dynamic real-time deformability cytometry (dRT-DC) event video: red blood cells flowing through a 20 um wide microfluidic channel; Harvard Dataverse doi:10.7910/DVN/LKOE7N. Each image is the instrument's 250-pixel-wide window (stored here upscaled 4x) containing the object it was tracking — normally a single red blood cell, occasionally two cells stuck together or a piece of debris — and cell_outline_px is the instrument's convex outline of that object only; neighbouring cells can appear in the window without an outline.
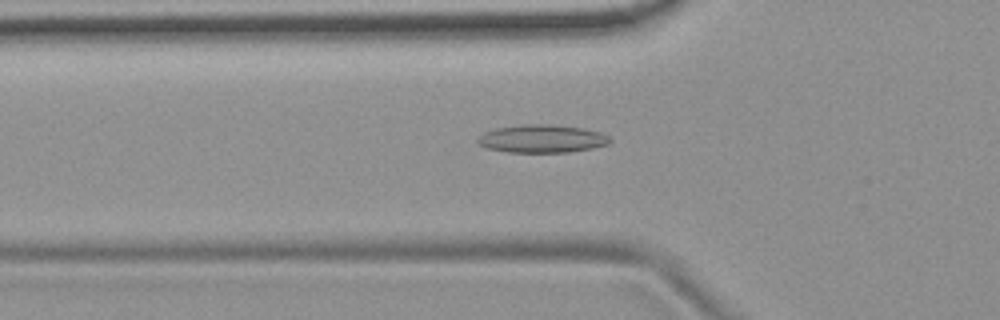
{"species": "common noctule bat (a hibernating species)", "species_latin": "Nyctalus noctula", "temperature_condition": "room temperature", "stored_images_in_passage": 53, "camera_frame_rate_fps": 3000, "um_per_image_px": 0.085, "animal": {"sex": "female", "body_mass_g": 19.9}, "frame": {"image": 1, "passage_image": 18, "time_ms": 5.667, "image_size_px": [1000, 320], "cell_outline_px": [[612, 140], [608, 144], [592, 148], [568, 152], [508, 152], [488, 148], [476, 144], [476, 140], [484, 132], [496, 128], [520, 124], [548, 124], [580, 128], [600, 132], [608, 136]], "centroid_in_image_um": [46.03, 11.79], "position_along_channel_um": 79.8, "area_um2": 21.5}}
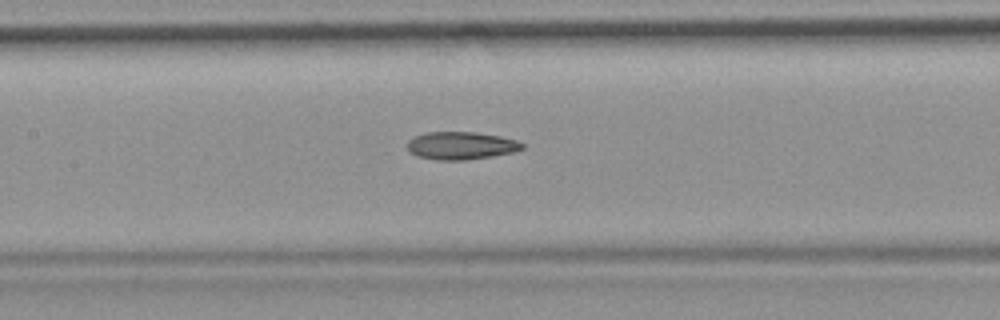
{"frame": {"image": 2, "passage_image": 25, "time_ms": 8.0, "image_size_px": [1000, 320], "cell_outline_px": [[524, 148], [512, 152], [492, 156], [464, 160], [436, 160], [416, 156], [408, 152], [408, 140], [424, 132], [476, 132], [500, 136], [516, 140], [524, 144]], "centroid_in_image_um": [39.16, 12.38], "position_along_channel_um": 168.2, "area_um2": 18.61}}
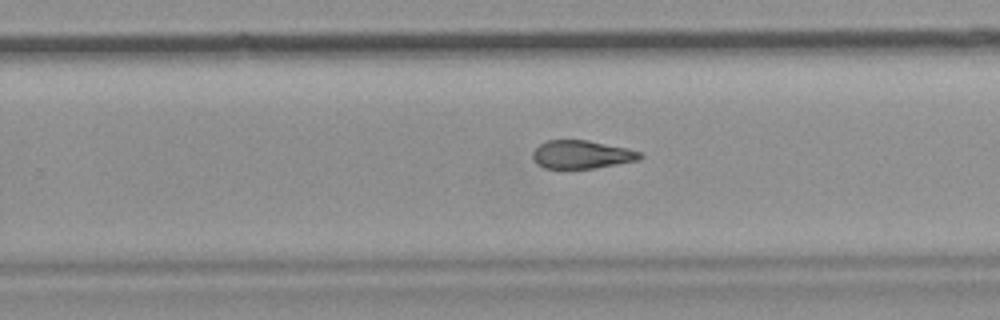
{"frame": {"image": 3, "passage_image": 34, "time_ms": 11.0, "image_size_px": [1000, 320], "cell_outline_px": [[644, 156], [636, 160], [616, 164], [592, 168], [544, 168], [536, 164], [532, 156], [532, 152], [540, 144], [548, 140], [588, 140], [628, 148], [640, 152]], "centroid_in_image_um": [49.42, 13.12], "position_along_channel_um": 280.4, "area_um2": 17.51}, "authors_computed_cell_mechanics": {"area_um2": 19.0162, "velocity_mm_per_s": 3.7633, "shape_relaxation_time_tau1_ms": null, "shape_relaxation_time_tau2_ms": 4.0963, "deformation_change_tau1": null, "deformation_change_tau2": 0.1319}}